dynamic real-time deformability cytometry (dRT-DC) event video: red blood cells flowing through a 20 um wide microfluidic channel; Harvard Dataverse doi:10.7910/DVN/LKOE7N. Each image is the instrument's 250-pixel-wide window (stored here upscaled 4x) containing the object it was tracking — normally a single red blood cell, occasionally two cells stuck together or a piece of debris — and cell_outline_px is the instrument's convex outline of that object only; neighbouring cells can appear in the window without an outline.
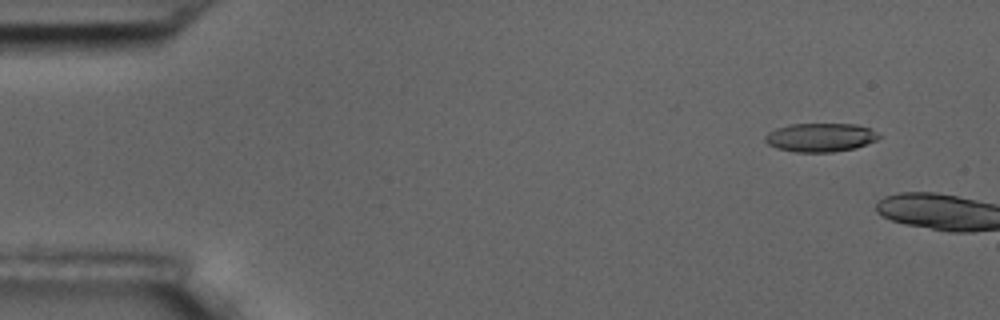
{"species": "common noctule bat (a hibernating species)", "species_latin": "Nyctalus noctula", "temperature_condition": "room temperature", "stored_images_in_passage": 3, "camera_frame_rate_fps": 3000, "um_per_image_px": 0.085, "animal": {"sex": "male", "body_mass_g": 17.5, "forearm_length_mm": 52.3}, "frame": {"image": 1, "passage_image": 2, "time_ms": 1.0, "image_size_px": [1000, 320], "cell_outline_px": [[880, 136], [876, 140], [856, 148], [832, 152], [796, 152], [776, 148], [768, 144], [764, 140], [764, 136], [768, 132], [776, 128], [788, 124], [856, 124], [872, 128]], "centroid_in_image_um": [69.72, 11.67], "position_along_channel_um": 15.3, "area_um2": 19.13}}